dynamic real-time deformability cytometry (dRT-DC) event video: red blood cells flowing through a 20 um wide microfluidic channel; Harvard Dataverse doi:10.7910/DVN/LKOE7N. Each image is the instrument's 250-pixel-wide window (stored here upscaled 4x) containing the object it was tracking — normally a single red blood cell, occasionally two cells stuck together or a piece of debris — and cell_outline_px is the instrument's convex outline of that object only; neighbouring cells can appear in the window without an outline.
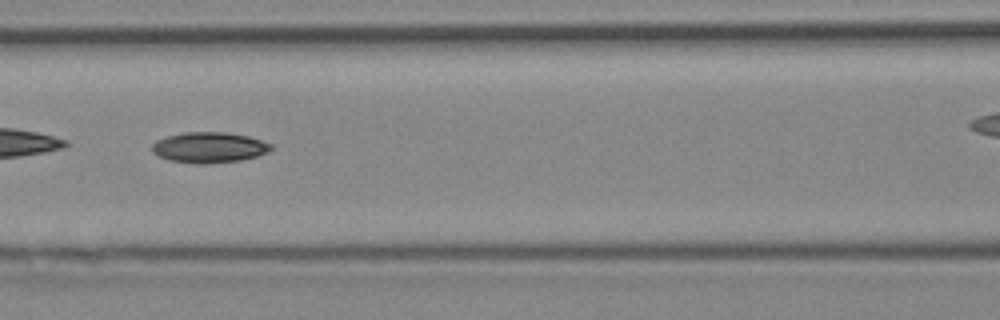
{"species": "Egyptian fruit bat (a non-hibernating species)", "species_latin": "Rousettus aegyptiacus", "temperature_condition": "cold", "stored_images_in_passage": 4, "camera_frame_rate_fps": 3000, "um_per_image_px": 0.085, "animal": {"sex": "female"}, "frame": {"image": 1, "passage_image": 3, "time_ms": 0.667, "image_size_px": [1000, 320], "cell_outline_px": [[276, 148], [268, 152], [256, 156], [240, 160], [208, 164], [196, 164], [168, 160], [152, 152], [152, 144], [156, 140], [168, 136], [184, 132], [224, 132], [248, 136], [272, 144]], "centroid_in_image_um": [17.79, 12.54], "position_along_channel_um": 148.8, "area_um2": 21.33}}